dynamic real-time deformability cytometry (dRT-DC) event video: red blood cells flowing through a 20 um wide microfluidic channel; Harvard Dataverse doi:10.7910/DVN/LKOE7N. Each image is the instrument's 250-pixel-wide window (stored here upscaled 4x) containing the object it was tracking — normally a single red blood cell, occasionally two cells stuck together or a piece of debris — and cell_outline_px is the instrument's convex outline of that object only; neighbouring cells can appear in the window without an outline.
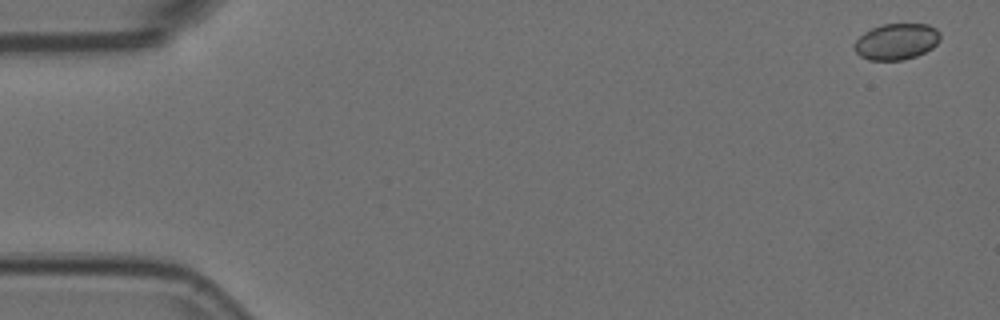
{"species": "Egyptian fruit bat (a non-hibernating species)", "species_latin": "Rousettus aegyptiacus", "temperature_condition": "room temperature", "stored_images_in_passage": 6, "camera_frame_rate_fps": 3000, "um_per_image_px": 0.085, "animal": {"sex": "female"}, "frame": {"image": 1, "passage_image": 1, "time_ms": 0.0, "image_size_px": [1000, 320], "cell_outline_px": [[940, 40], [932, 48], [916, 56], [900, 60], [868, 60], [860, 56], [852, 48], [856, 40], [864, 32], [880, 24], [928, 24], [936, 28], [940, 32]], "centroid_in_image_um": [76.18, 3.53], "position_along_channel_um": 8.8, "area_um2": 18.21}}
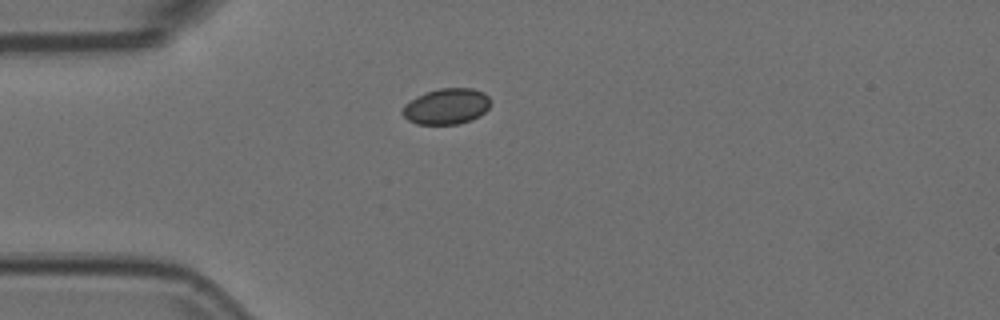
{"frame": {"image": 2, "passage_image": 5, "time_ms": 1.333, "image_size_px": [1000, 320], "cell_outline_px": [[488, 108], [480, 116], [472, 120], [456, 124], [416, 124], [408, 120], [400, 112], [404, 104], [424, 92], [440, 88], [472, 88], [484, 92], [488, 96]], "centroid_in_image_um": [37.92, 9.04], "position_along_channel_um": 47.1, "area_um2": 18.44}}